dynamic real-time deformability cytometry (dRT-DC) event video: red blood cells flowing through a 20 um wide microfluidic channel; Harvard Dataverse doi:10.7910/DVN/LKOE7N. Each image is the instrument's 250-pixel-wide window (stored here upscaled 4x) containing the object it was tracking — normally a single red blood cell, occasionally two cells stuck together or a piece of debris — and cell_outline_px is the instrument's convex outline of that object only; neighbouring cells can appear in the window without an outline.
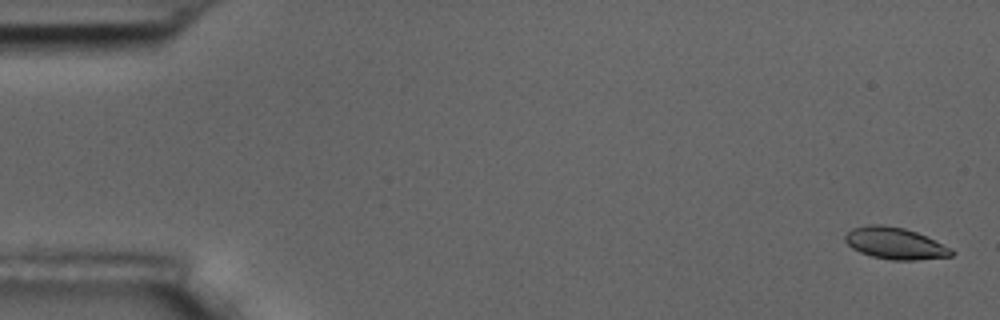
{"species": "common noctule bat (a hibernating species)", "species_latin": "Nyctalus noctula", "temperature_condition": "room temperature", "stored_images_in_passage": 6, "camera_frame_rate_fps": 3000, "um_per_image_px": 0.085, "animal": {"sex": "male", "body_mass_g": 17.5, "forearm_length_mm": 52.3}, "frame": {"image": 1, "passage_image": 1, "time_ms": 0.0, "image_size_px": [1000, 320], "cell_outline_px": [[956, 252], [952, 256], [916, 260], [892, 260], [872, 256], [860, 252], [852, 248], [844, 240], [844, 236], [852, 228], [868, 224], [884, 224], [904, 228], [916, 232], [952, 248]], "centroid_in_image_um": [76.08, 20.68], "position_along_channel_um": 8.9, "area_um2": 19.71}}
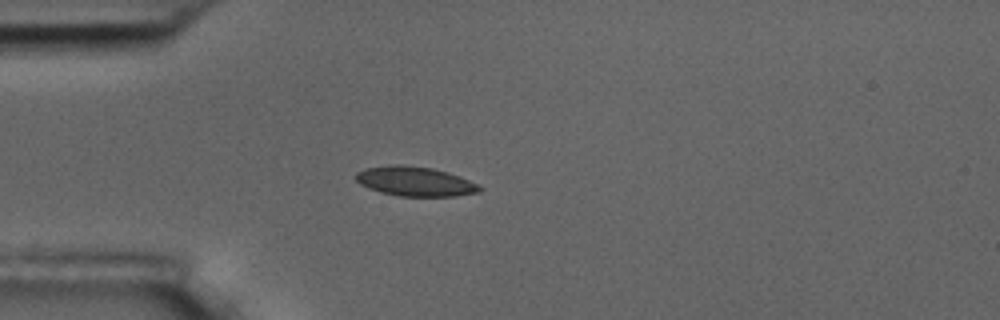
{"frame": {"image": 2, "passage_image": 5, "time_ms": 4.667, "image_size_px": [1000, 320], "cell_outline_px": [[484, 188], [480, 192], [456, 196], [400, 196], [380, 192], [368, 188], [360, 184], [356, 180], [356, 172], [364, 168], [396, 164], [400, 164], [432, 168], [448, 172], [460, 176]], "centroid_in_image_um": [35.27, 15.42], "position_along_channel_um": 49.7, "area_um2": 21.33}}